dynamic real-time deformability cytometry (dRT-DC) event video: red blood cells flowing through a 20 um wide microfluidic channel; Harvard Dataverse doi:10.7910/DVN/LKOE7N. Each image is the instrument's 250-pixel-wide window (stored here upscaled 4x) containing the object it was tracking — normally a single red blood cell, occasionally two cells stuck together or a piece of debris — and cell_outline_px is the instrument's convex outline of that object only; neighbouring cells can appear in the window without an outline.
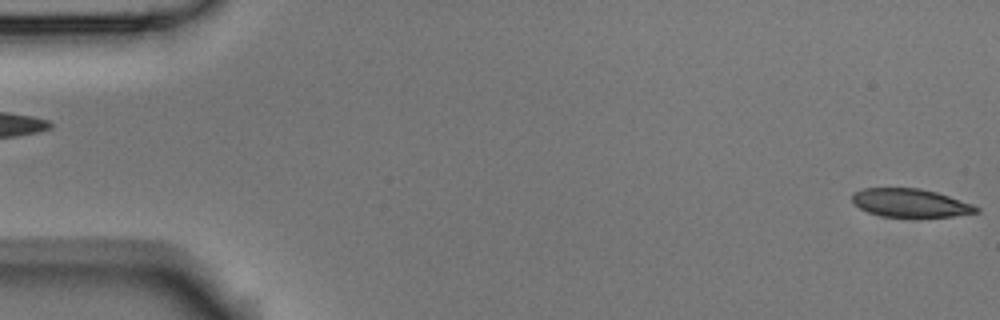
{"species": "Egyptian fruit bat (a non-hibernating species)", "species_latin": "Rousettus aegyptiacus", "temperature_condition": "room temperature", "stored_images_in_passage": 5, "camera_frame_rate_fps": 3000, "um_per_image_px": 0.085, "animal": {"sex": "male"}, "frame": {"image": 1, "passage_image": 5, "time_ms": 1.333, "image_size_px": [1000, 320], "cell_outline_px": [[980, 212], [952, 216], [880, 216], [868, 212], [860, 208], [852, 200], [852, 192], [864, 188], [920, 188], [936, 192], [972, 204], [980, 208]], "centroid_in_image_um": [77.36, 17.24], "position_along_channel_um": 7.6, "area_um2": 20.23}}